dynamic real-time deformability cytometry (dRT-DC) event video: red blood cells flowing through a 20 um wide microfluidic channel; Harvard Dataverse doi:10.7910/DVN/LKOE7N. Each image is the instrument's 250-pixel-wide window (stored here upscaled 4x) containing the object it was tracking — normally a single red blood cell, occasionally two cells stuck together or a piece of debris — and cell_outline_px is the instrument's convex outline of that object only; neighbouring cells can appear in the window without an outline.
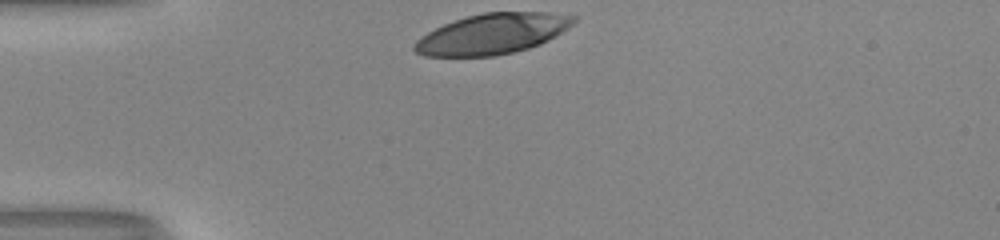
{"species": "human", "species_latin": "Homo sapiens", "temperature_condition": "room temperature", "stored_images_in_passage": 29, "camera_frame_rate_fps": 3000, "um_per_image_px": 0.085, "donor": {"sex": "male"}, "frame": {"image": 1, "passage_image": 1, "time_ms": 0.0, "image_size_px": [1000, 240], "cell_outline_px": [[576, 20], [572, 24], [548, 40], [540, 44], [528, 48], [512, 52], [492, 56], [424, 56], [416, 52], [412, 48], [412, 44], [420, 36], [444, 24], [468, 16], [484, 12], [548, 12], [576, 16]], "centroid_in_image_um": [41.81, 2.88], "position_along_channel_um": 43.2, "area_um2": 37.28}}
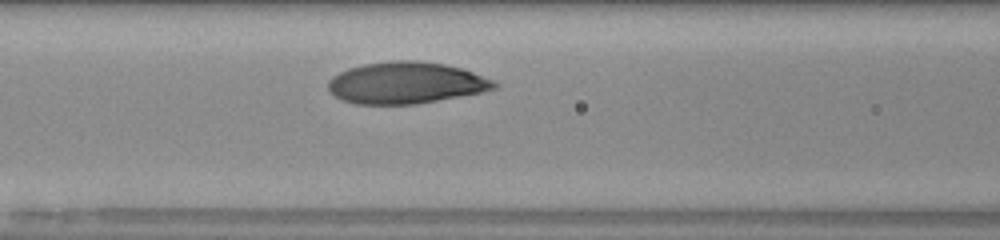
{"frame": {"image": 2, "passage_image": 10, "time_ms": 3.0, "image_size_px": [1000, 240], "cell_outline_px": [[500, 84], [496, 88], [480, 92], [416, 104], [356, 104], [340, 100], [332, 96], [328, 88], [328, 80], [332, 76], [348, 68], [364, 64], [392, 60], [416, 60], [444, 64], [460, 68], [496, 80]], "centroid_in_image_um": [34.47, 7.04], "position_along_channel_um": 132.1, "area_um2": 40.46}}
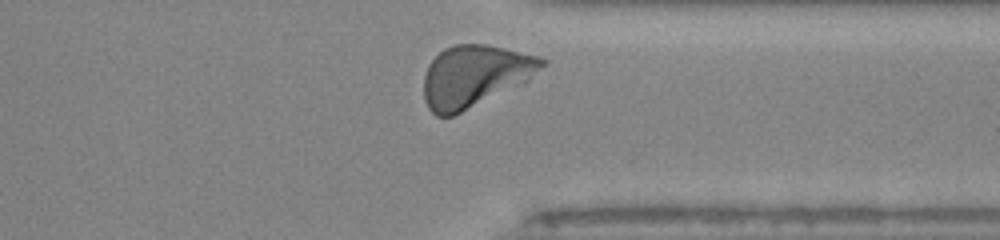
{"frame": {"image": 3, "passage_image": 28, "time_ms": 9.0, "image_size_px": [1000, 240], "cell_outline_px": [[548, 60], [528, 80], [452, 116], [436, 116], [428, 108], [424, 100], [424, 76], [428, 64], [444, 48], [456, 44], [488, 44], [540, 56]], "centroid_in_image_um": [40.32, 6.44], "position_along_channel_um": 371.1, "area_um2": 42.02}, "authors_computed_cell_mechanics": {"area_um2": 39.6508, "velocity_mm_per_s": 4.0064, "shape_relaxation_time_tau1_ms": 2.2332, "shape_relaxation_time_tau2_ms": 0.7176, "deformation_change_tau1": 0.1594, "deformation_change_tau2": 0.0404}}